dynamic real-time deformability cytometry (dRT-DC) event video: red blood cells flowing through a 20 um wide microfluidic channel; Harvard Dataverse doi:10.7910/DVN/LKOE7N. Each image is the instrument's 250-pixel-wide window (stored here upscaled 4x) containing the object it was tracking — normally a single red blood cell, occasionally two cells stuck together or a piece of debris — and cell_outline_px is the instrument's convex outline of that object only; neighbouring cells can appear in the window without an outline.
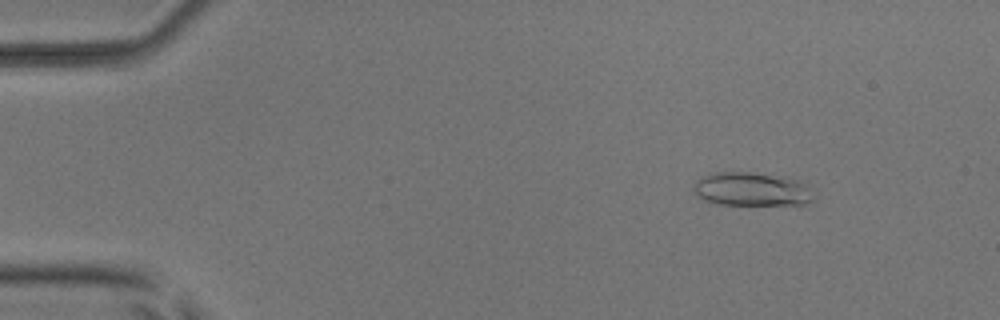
{"species": "common noctule bat (a hibernating species)", "species_latin": "Nyctalus noctula", "temperature_condition": "room temperature", "stored_images_in_passage": 14, "camera_frame_rate_fps": 3000, "um_per_image_px": 0.085, "animal": {"sex": "male", "body_mass_g": 17.9, "forearm_length_mm": 54.2}, "frame": {"image": 1, "passage_image": 7, "time_ms": 2.0, "image_size_px": [1000, 320], "cell_outline_px": [[812, 200], [804, 204], [716, 204], [704, 200], [696, 196], [696, 180], [700, 176], [716, 172], [748, 172], [788, 176], [804, 184]], "centroid_in_image_um": [63.82, 16.06], "position_along_channel_um": 21.2, "area_um2": 23.12}}